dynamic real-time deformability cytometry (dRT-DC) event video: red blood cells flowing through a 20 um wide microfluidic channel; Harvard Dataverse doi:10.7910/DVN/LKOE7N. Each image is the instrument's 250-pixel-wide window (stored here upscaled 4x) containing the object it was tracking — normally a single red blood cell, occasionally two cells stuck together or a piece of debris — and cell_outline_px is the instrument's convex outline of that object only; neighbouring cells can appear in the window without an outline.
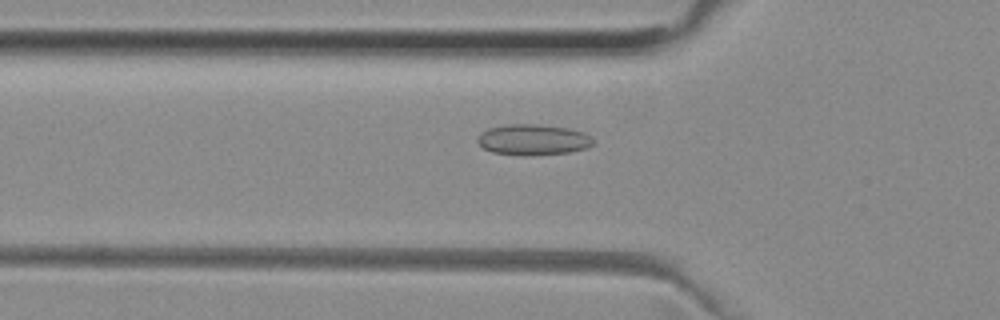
{"species": "common noctule bat (a hibernating species)", "species_latin": "Nyctalus noctula", "temperature_condition": "room temperature", "stored_images_in_passage": 43, "camera_frame_rate_fps": 3000, "um_per_image_px": 0.085, "animal": {"sex": "female", "body_mass_g": 29.2, "forearm_length_mm": 56.3}, "frame": {"image": 1, "passage_image": 9, "time_ms": 2.667, "image_size_px": [1000, 320], "cell_outline_px": [[592, 144], [588, 148], [568, 152], [524, 156], [492, 152], [484, 148], [476, 140], [488, 128], [508, 124], [536, 124], [568, 128], [584, 132], [592, 140]], "centroid_in_image_um": [45.31, 11.88], "position_along_channel_um": 80.5, "area_um2": 20.52}}
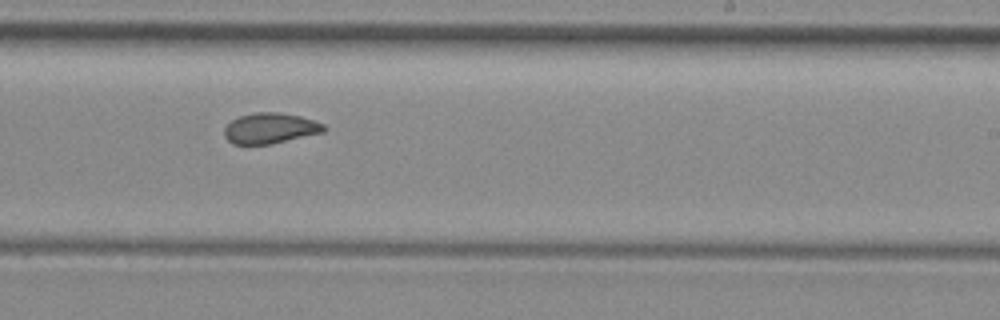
{"frame": {"image": 2, "passage_image": 23, "time_ms": 7.333, "image_size_px": [1000, 320], "cell_outline_px": [[328, 128], [324, 132], [272, 144], [232, 144], [224, 136], [224, 128], [232, 120], [240, 116], [256, 112], [280, 112], [300, 116], [324, 124]], "centroid_in_image_um": [22.98, 10.9], "position_along_channel_um": 266.0, "area_um2": 17.8}}
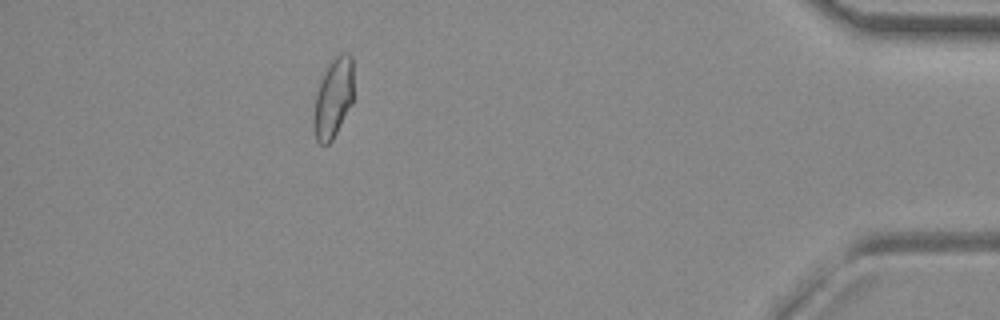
{"frame": {"image": 3, "passage_image": 38, "time_ms": 12.333, "image_size_px": [1000, 320], "cell_outline_px": [[352, 104], [332, 140], [328, 144], [320, 144], [316, 140], [312, 120], [316, 92], [324, 72], [328, 64], [340, 52], [348, 52], [352, 56]], "centroid_in_image_um": [28.31, 8.33], "position_along_channel_um": 406.9, "area_um2": 18.55}, "authors_computed_cell_mechanics": {"area_um2": 18.496, "velocity_mm_per_s": 3.9705, "shape_relaxation_time_tau1_ms": null, "shape_relaxation_time_tau2_ms": 1.4801, "deformation_change_tau1": null, "deformation_change_tau2": 0.0588}}